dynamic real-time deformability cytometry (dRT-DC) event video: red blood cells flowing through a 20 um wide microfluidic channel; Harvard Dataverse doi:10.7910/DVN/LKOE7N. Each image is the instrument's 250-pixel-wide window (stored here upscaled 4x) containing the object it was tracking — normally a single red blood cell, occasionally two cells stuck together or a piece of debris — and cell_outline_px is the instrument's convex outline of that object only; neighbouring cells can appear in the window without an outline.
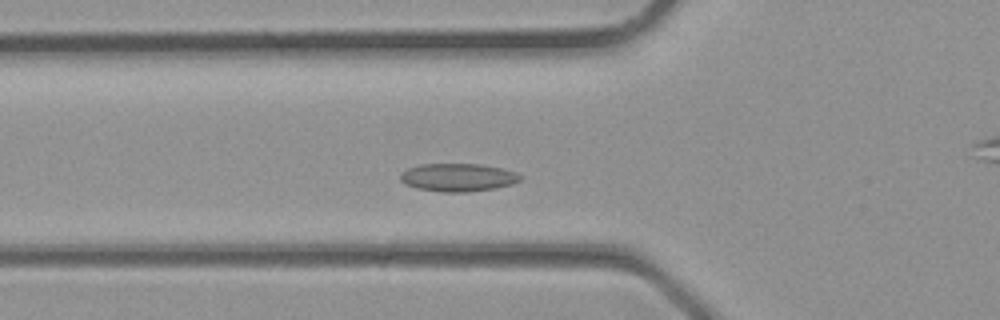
{"species": "common noctule bat (a hibernating species)", "species_latin": "Nyctalus noctula", "temperature_condition": "room temperature", "stored_images_in_passage": 32, "camera_frame_rate_fps": 3000, "um_per_image_px": 0.085, "animal": {"sex": "male", "body_mass_g": 23.1, "forearm_length_mm": 52.7}, "frame": {"image": 1, "passage_image": 8, "time_ms": 2.333, "image_size_px": [1000, 320], "cell_outline_px": [[524, 176], [520, 180], [512, 184], [492, 188], [468, 192], [440, 192], [416, 188], [404, 184], [400, 180], [400, 172], [408, 168], [420, 164], [480, 164], [500, 168], [516, 172]], "centroid_in_image_um": [38.89, 15.08], "position_along_channel_um": 86.9, "area_um2": 19.65}}
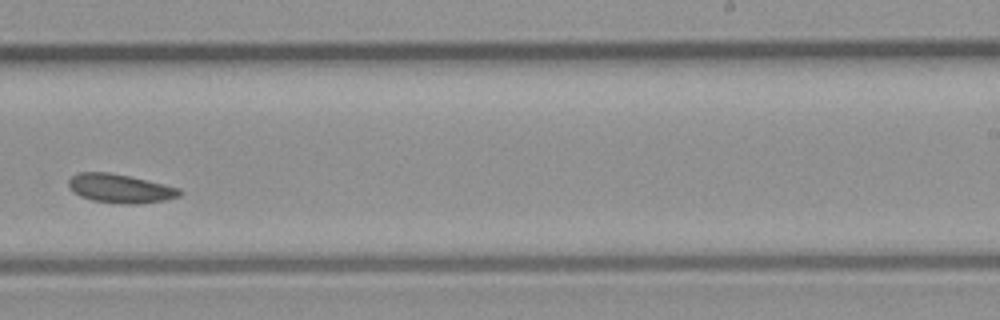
{"frame": {"image": 2, "passage_image": 18, "time_ms": 5.667, "image_size_px": [1000, 320], "cell_outline_px": [[184, 192], [180, 196], [164, 200], [136, 204], [120, 204], [92, 200], [80, 196], [72, 192], [68, 184], [68, 180], [76, 172], [108, 172], [128, 176], [164, 184], [180, 188]], "centroid_in_image_um": [10.2, 16.02], "position_along_channel_um": 278.8, "area_um2": 18.73}}
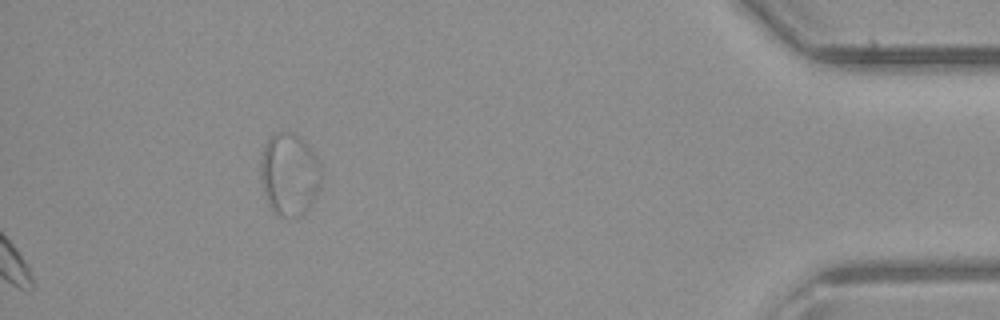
{"frame": {"image": 3, "passage_image": 32, "time_ms": 10.333, "image_size_px": [1000, 320], "cell_outline_px": [[324, 176], [312, 204], [300, 216], [280, 216], [268, 204], [264, 192], [260, 176], [260, 164], [264, 148], [268, 140], [272, 136], [280, 132], [292, 132], [300, 136], [304, 140], [316, 156], [324, 172]], "centroid_in_image_um": [24.64, 14.81], "position_along_channel_um": 410.6, "area_um2": 29.25}}